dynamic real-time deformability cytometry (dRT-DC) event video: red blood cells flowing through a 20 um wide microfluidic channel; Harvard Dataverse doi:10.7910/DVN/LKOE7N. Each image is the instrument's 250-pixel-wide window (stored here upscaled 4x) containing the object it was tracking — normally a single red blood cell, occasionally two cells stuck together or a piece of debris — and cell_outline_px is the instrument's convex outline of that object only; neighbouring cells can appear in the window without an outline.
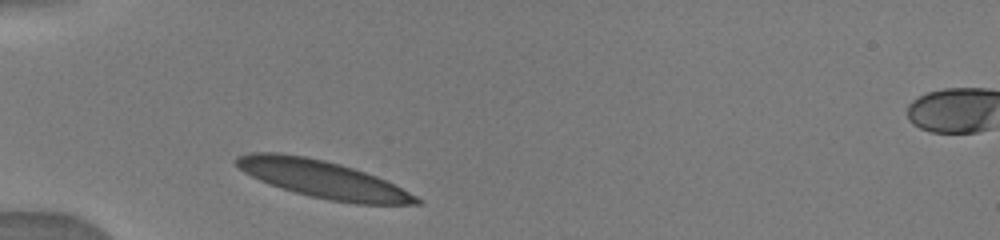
{"species": "human", "species_latin": "Homo sapiens", "temperature_condition": "warm", "stored_images_in_passage": 23, "camera_frame_rate_fps": 3000, "um_per_image_px": 0.085, "donor": {"sex": "male"}, "frame": {"image": 1, "passage_image": 1, "time_ms": 0.0, "image_size_px": [1000, 240], "cell_outline_px": [[420, 204], [356, 204], [328, 200], [308, 196], [260, 180], [244, 172], [232, 160], [236, 156], [252, 152], [276, 152], [304, 156], [324, 160], [340, 164], [376, 176], [416, 196], [420, 200]], "centroid_in_image_um": [27.38, 15.22], "position_along_channel_um": 57.6, "area_um2": 38.61}}
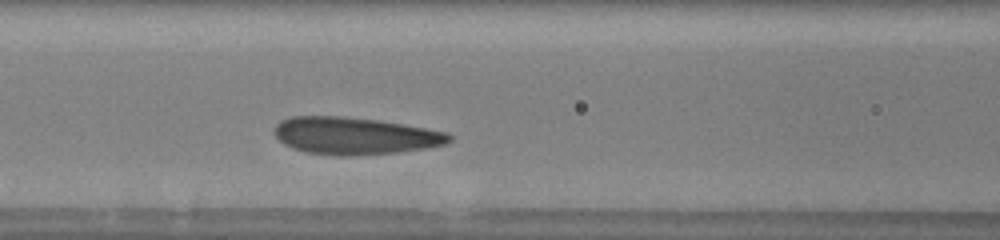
{"frame": {"image": 2, "passage_image": 7, "time_ms": 2.333, "image_size_px": [1000, 240], "cell_outline_px": [[452, 140], [444, 144], [424, 148], [396, 152], [352, 156], [336, 156], [308, 152], [292, 148], [284, 144], [276, 136], [276, 124], [280, 120], [292, 116], [340, 116], [376, 120], [448, 132], [452, 136]], "centroid_in_image_um": [30.13, 11.54], "position_along_channel_um": 136.5, "area_um2": 37.57}}
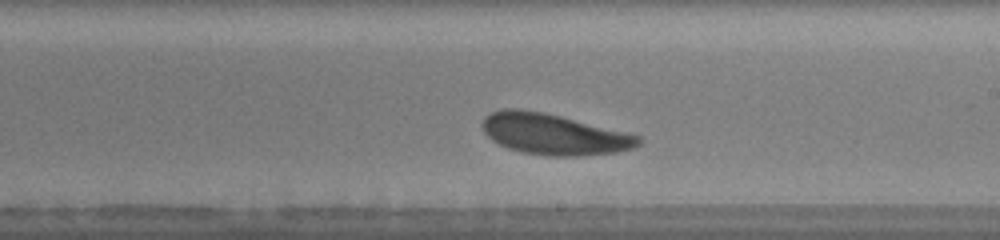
{"frame": {"image": 3, "passage_image": 16, "time_ms": 5.0, "image_size_px": [1000, 240], "cell_outline_px": [[644, 140], [636, 148], [616, 152], [580, 156], [548, 156], [524, 152], [508, 148], [492, 140], [484, 132], [484, 116], [500, 108], [520, 108], [544, 112], [640, 136]], "centroid_in_image_um": [47.08, 11.41], "position_along_channel_um": 241.9, "area_um2": 37.05}}